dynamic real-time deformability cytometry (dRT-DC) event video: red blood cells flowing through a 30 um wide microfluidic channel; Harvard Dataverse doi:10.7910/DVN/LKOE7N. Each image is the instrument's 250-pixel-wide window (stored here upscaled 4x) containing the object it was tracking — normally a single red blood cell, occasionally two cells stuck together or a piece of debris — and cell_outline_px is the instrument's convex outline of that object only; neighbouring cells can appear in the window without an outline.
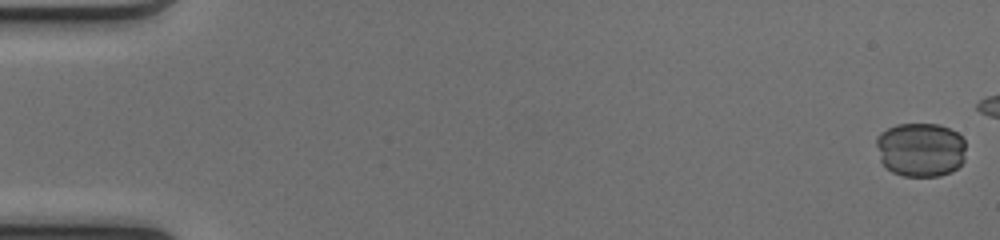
{"species": "common noctule bat (a hibernating species)", "species_latin": "Nyctalus noctula", "temperature_condition": "cold", "stored_images_in_passage": 45, "camera_frame_rate_fps": 3000, "um_per_image_px": 0.085, "animal": {"sex": "female", "body_mass_g": 17.0, "forearm_length_mm": 48.0}, "frame": {"image": 1, "passage_image": 1, "time_ms": 0.0, "image_size_px": [1000, 240], "cell_outline_px": [[964, 160], [952, 172], [940, 176], [904, 176], [892, 172], [880, 160], [876, 144], [876, 136], [880, 132], [896, 124], [940, 124], [956, 132], [964, 140]], "centroid_in_image_um": [78.23, 12.71], "position_along_channel_um": 6.8, "area_um2": 28.38}}
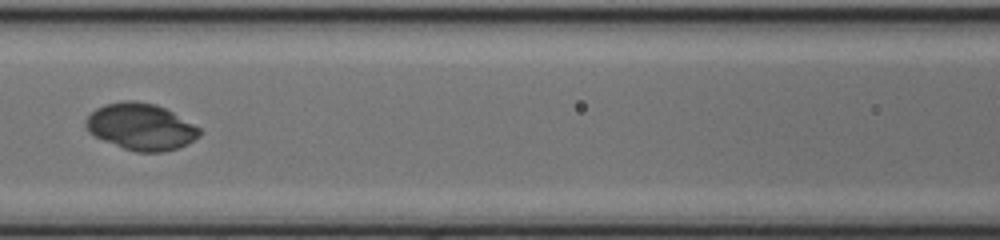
{"frame": {"image": 2, "passage_image": 24, "time_ms": 7.667, "image_size_px": [1000, 240], "cell_outline_px": [[204, 132], [200, 136], [188, 144], [164, 152], [136, 152], [124, 148], [104, 140], [88, 132], [84, 124], [84, 120], [96, 108], [104, 104], [124, 100], [136, 100], [156, 104], [172, 112], [200, 128]], "centroid_in_image_um": [11.98, 10.76], "position_along_channel_um": 154.6, "area_um2": 30.98}}
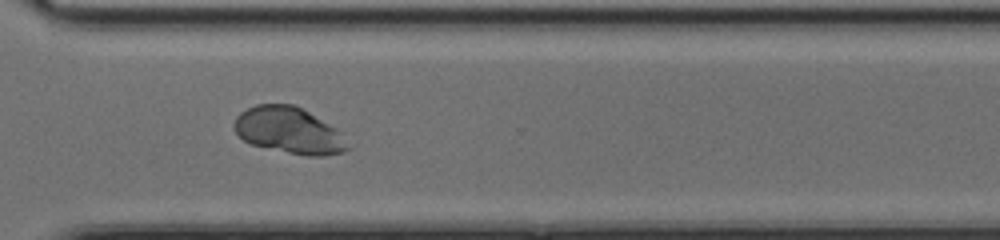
{"frame": {"image": 3, "passage_image": 38, "time_ms": 12.333, "image_size_px": [1000, 240], "cell_outline_px": [[352, 148], [344, 152], [324, 156], [308, 156], [288, 152], [252, 144], [244, 140], [236, 132], [232, 124], [236, 116], [240, 112], [256, 104], [292, 104], [308, 112], [336, 128], [340, 132]], "centroid_in_image_um": [24.57, 11.09], "position_along_channel_um": 346.0, "area_um2": 30.52}}